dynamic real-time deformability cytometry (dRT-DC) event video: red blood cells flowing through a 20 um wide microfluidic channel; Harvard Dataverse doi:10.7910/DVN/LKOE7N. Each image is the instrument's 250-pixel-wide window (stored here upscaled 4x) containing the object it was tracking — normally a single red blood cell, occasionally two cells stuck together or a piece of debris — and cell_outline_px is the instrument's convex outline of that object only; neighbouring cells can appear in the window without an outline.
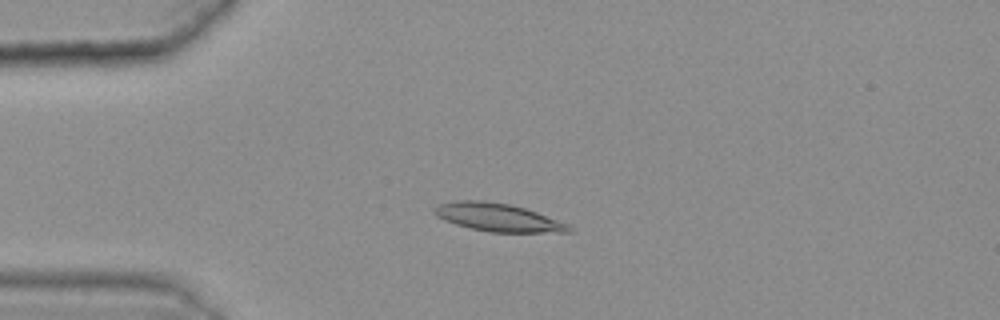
{"species": "common noctule bat (a hibernating species)", "species_latin": "Nyctalus noctula", "temperature_condition": "warm", "stored_images_in_passage": 47, "camera_frame_rate_fps": 3000, "um_per_image_px": 0.085, "animal": {"sex": "female", "body_mass_g": 25.1}, "frame": {"image": 1, "passage_image": 14, "time_ms": 4.333, "image_size_px": [1000, 320], "cell_outline_px": [[572, 232], [492, 232], [472, 228], [456, 224], [444, 220], [436, 216], [432, 212], [432, 208], [440, 204], [456, 200], [484, 200], [508, 204], [524, 208], [536, 212], [568, 224], [572, 228]], "centroid_in_image_um": [42.28, 18.47], "position_along_channel_um": 42.7, "area_um2": 21.79}}
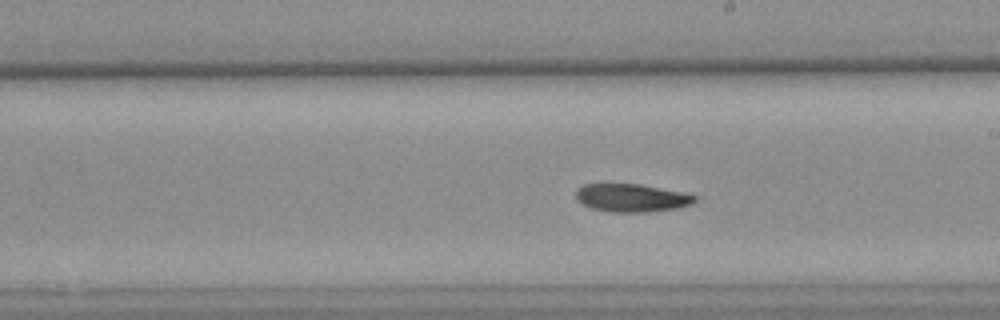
{"frame": {"image": 2, "passage_image": 32, "time_ms": 10.333, "image_size_px": [1000, 320], "cell_outline_px": [[696, 200], [692, 204], [680, 208], [648, 212], [608, 212], [592, 208], [576, 200], [576, 188], [584, 184], [604, 180], [640, 184], [680, 192], [696, 196]], "centroid_in_image_um": [53.59, 16.77], "position_along_channel_um": 235.4, "area_um2": 20.23}}
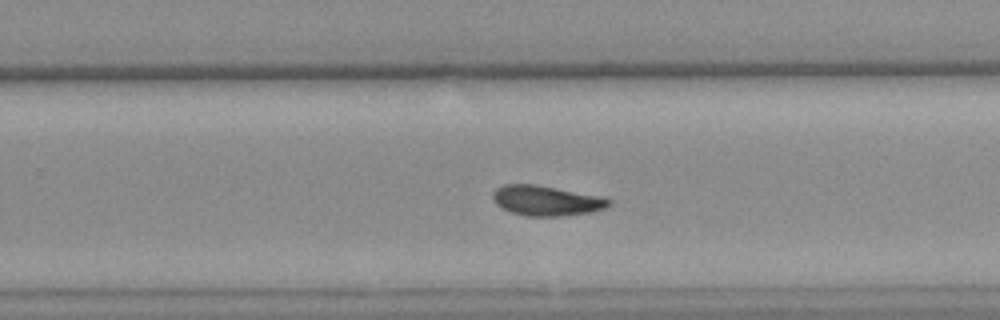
{"frame": {"image": 3, "passage_image": 36, "time_ms": 11.667, "image_size_px": [1000, 320], "cell_outline_px": [[612, 204], [604, 208], [592, 212], [560, 216], [524, 216], [500, 208], [492, 200], [492, 192], [496, 188], [504, 184], [536, 184], [604, 196], [612, 200]], "centroid_in_image_um": [46.44, 17.04], "position_along_channel_um": 283.4, "area_um2": 20.75}, "authors_computed_cell_mechanics": {"area_um2": 20.5768, "velocity_mm_per_s": 3.6089, "shape_relaxation_time_tau1_ms": 10.8766, "shape_relaxation_time_tau2_ms": 7.7408, "deformation_change_tau1": 0.2052, "deformation_change_tau2": 0.1353}}